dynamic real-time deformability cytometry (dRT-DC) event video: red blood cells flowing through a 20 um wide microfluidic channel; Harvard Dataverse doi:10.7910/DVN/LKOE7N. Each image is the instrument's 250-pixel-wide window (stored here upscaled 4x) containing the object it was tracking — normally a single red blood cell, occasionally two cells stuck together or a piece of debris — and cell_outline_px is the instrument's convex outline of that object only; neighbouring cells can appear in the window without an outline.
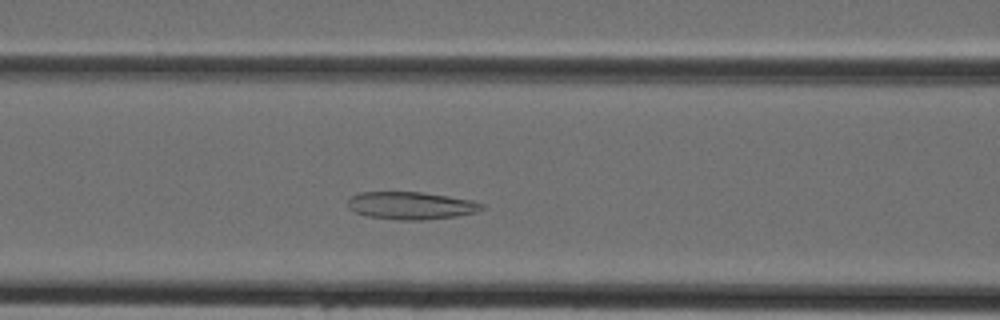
{"species": "Egyptian fruit bat (a non-hibernating species)", "species_latin": "Rousettus aegyptiacus", "temperature_condition": "cold", "stored_images_in_passage": 33, "camera_frame_rate_fps": 3000, "um_per_image_px": 0.085, "animal": {"sex": "female"}, "frame": {"image": 1, "passage_image": 7, "time_ms": 2.0, "image_size_px": [1000, 320], "cell_outline_px": [[484, 208], [476, 212], [456, 216], [424, 220], [400, 220], [364, 216], [348, 208], [348, 200], [352, 196], [360, 192], [424, 192], [472, 200], [484, 204]], "centroid_in_image_um": [34.93, 17.47], "position_along_channel_um": 131.7, "area_um2": 21.62}}
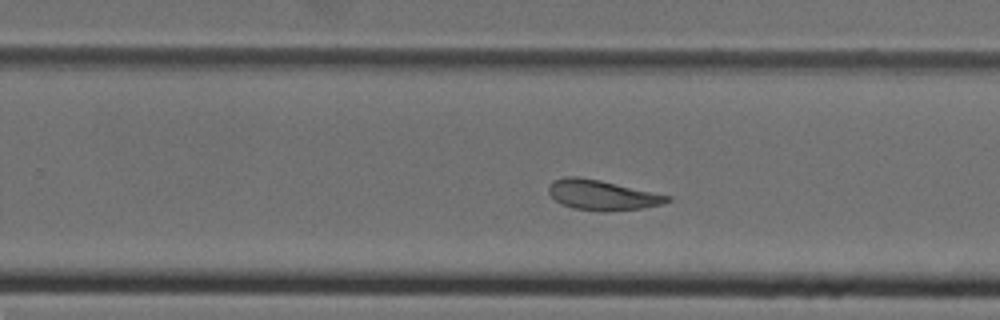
{"frame": {"image": 2, "passage_image": 17, "time_ms": 5.333, "image_size_px": [1000, 320], "cell_outline_px": [[672, 200], [664, 204], [640, 208], [604, 212], [600, 212], [576, 208], [560, 204], [548, 192], [548, 184], [552, 180], [564, 176], [576, 176], [600, 180], [672, 196]], "centroid_in_image_um": [51.17, 16.57], "position_along_channel_um": 278.6, "area_um2": 20.92}}
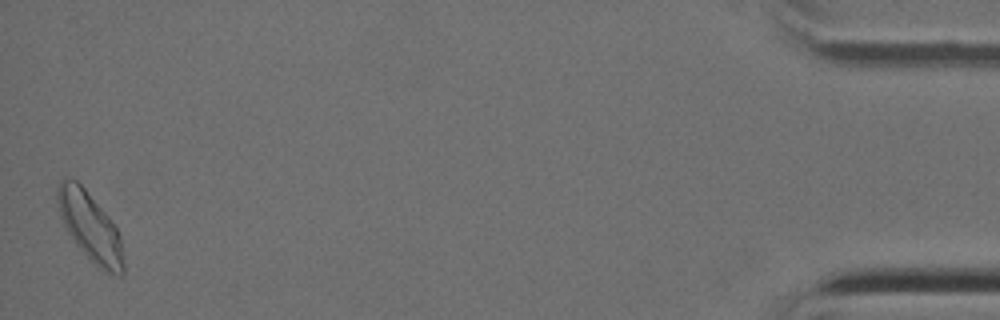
{"frame": {"image": 3, "passage_image": 33, "time_ms": 10.667, "image_size_px": [1000, 320], "cell_outline_px": [[124, 272], [104, 272], [76, 244], [68, 232], [60, 216], [56, 200], [56, 188], [60, 180], [76, 180], [84, 188], [108, 216], [116, 228], [120, 236], [124, 264]], "centroid_in_image_um": [7.63, 19.24], "position_along_channel_um": 427.6, "area_um2": 25.66}}